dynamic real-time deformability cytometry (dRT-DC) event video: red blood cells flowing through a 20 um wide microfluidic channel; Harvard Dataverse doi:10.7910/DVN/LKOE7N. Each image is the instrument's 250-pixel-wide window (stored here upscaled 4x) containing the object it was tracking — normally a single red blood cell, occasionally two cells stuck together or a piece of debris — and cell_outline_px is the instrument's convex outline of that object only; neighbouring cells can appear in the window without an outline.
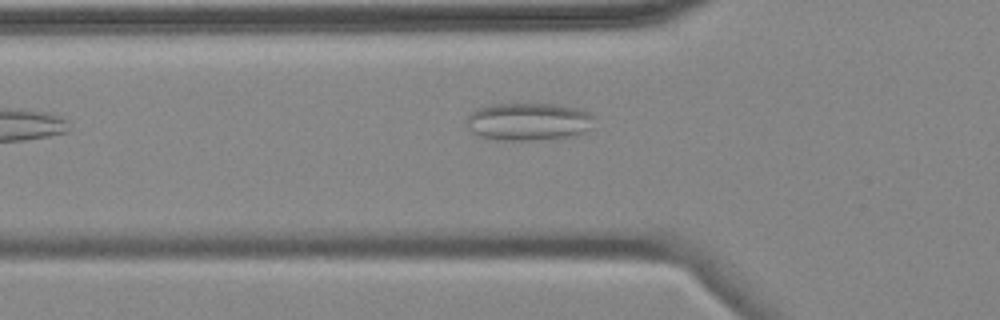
{"species": "common noctule bat (a hibernating species)", "species_latin": "Nyctalus noctula", "temperature_condition": "cold", "stored_images_in_passage": 4, "camera_frame_rate_fps": 3000, "um_per_image_px": 0.085, "animal": {"sex": "female", "body_mass_g": 18.4}, "frame": {"image": 1, "passage_image": 3, "time_ms": 2.667, "image_size_px": [1000, 320], "cell_outline_px": [[592, 128], [576, 136], [540, 140], [496, 140], [480, 136], [472, 132], [468, 128], [464, 120], [472, 112], [480, 108], [492, 104], [552, 104], [576, 108], [588, 112], [592, 116]], "centroid_in_image_um": [44.91, 10.35], "position_along_channel_um": 80.9, "area_um2": 28.15}}